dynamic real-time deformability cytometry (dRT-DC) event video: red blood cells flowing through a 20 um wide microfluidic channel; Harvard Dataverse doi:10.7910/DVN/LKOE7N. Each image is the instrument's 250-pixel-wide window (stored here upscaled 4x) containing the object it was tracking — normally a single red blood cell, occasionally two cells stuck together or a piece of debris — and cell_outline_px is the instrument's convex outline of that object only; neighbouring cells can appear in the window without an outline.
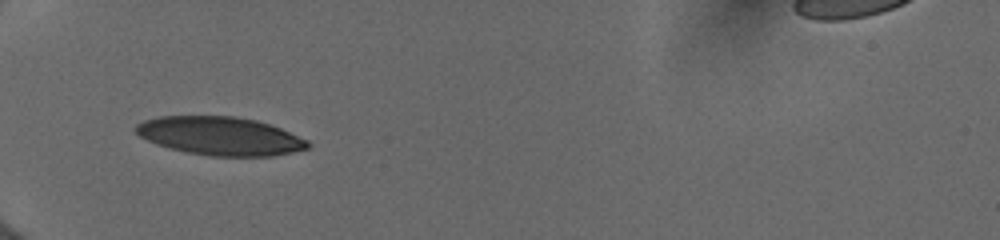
{"species": "human", "species_latin": "Homo sapiens", "temperature_condition": "cold", "stored_images_in_passage": 11, "camera_frame_rate_fps": 3000, "um_per_image_px": 0.085, "donor": {"sex": "female"}, "frame": {"image": 1, "passage_image": 1, "time_ms": 0.0, "image_size_px": [1000, 240], "cell_outline_px": [[312, 144], [308, 148], [276, 156], [208, 156], [168, 148], [156, 144], [140, 136], [132, 128], [136, 124], [144, 120], [160, 116], [232, 116], [256, 120], [280, 128], [308, 140]], "centroid_in_image_um": [18.7, 11.56], "position_along_channel_um": 66.3, "area_um2": 38.55}}
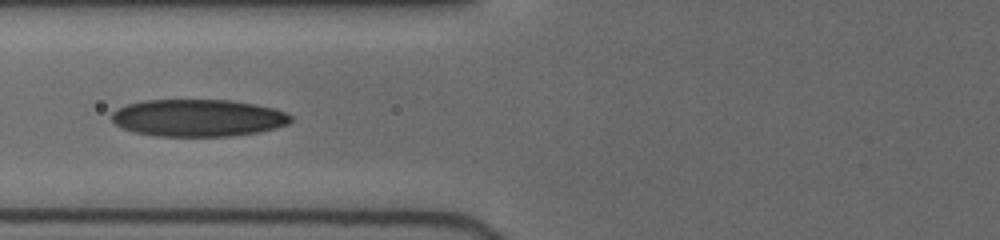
{"frame": {"image": 2, "passage_image": 10, "time_ms": 1.333, "image_size_px": [1000, 240], "cell_outline_px": [[292, 120], [288, 124], [276, 128], [256, 132], [228, 136], [156, 136], [132, 132], [120, 128], [112, 120], [112, 112], [116, 108], [128, 104], [144, 100], [228, 100], [252, 104], [272, 108], [284, 112], [292, 116]], "centroid_in_image_um": [16.78, 10.02], "position_along_channel_um": 109.0, "area_um2": 38.78}}